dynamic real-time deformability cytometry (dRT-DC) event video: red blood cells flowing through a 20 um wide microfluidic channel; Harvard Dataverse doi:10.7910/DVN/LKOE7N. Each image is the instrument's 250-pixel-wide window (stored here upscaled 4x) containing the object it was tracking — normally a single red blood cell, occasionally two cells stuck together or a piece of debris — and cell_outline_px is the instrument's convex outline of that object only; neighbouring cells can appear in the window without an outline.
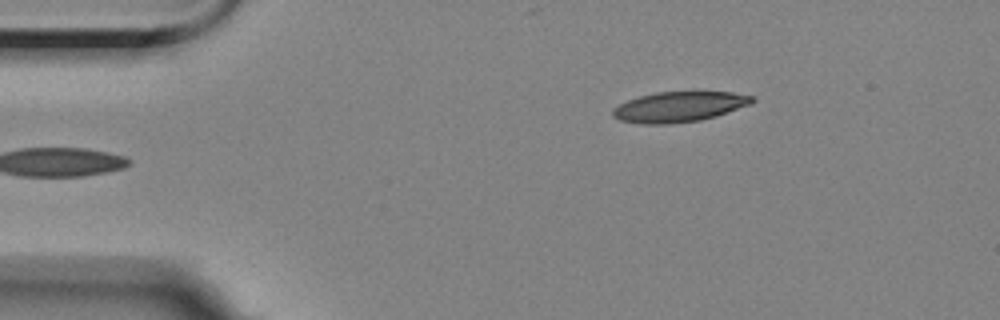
{"species": "Egyptian fruit bat (a non-hibernating species)", "species_latin": "Rousettus aegyptiacus", "temperature_condition": "room temperature", "stored_images_in_passage": 3, "camera_frame_rate_fps": 3000, "um_per_image_px": 0.085, "animal": {"sex": "female"}, "frame": {"image": 1, "passage_image": 3, "time_ms": 2.333, "image_size_px": [1000, 320], "cell_outline_px": [[756, 100], [752, 104], [716, 116], [700, 120], [668, 124], [644, 124], [620, 120], [612, 116], [612, 108], [628, 100], [640, 96], [656, 92], [732, 92], [752, 96]], "centroid_in_image_um": [57.73, 9.08], "position_along_channel_um": 27.3, "area_um2": 24.57}}